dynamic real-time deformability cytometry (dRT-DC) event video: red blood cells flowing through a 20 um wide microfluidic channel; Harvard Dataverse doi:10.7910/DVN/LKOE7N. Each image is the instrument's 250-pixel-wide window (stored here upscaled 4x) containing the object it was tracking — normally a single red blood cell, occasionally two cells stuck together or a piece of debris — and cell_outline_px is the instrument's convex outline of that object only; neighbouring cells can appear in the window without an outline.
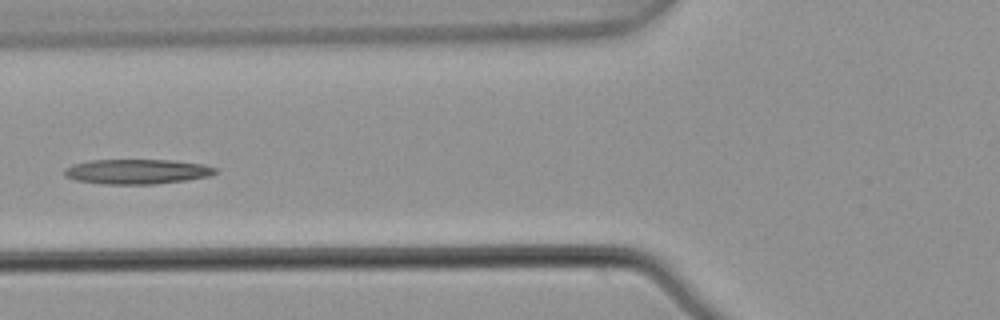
{"species": "common noctule bat (a hibernating species)", "species_latin": "Nyctalus noctula", "temperature_condition": "warm", "stored_images_in_passage": 5, "camera_frame_rate_fps": 3000, "um_per_image_px": 0.085, "animal": {"sex": "male", "body_mass_g": 21.5, "forearm_length_mm": 52.0}, "frame": {"image": 1, "passage_image": 5, "time_ms": 1.333, "image_size_px": [1000, 320], "cell_outline_px": [[216, 172], [208, 176], [184, 180], [152, 184], [104, 184], [76, 180], [64, 176], [64, 168], [72, 164], [92, 160], [172, 160], [204, 164], [216, 168]], "centroid_in_image_um": [11.6, 14.58], "position_along_channel_um": 114.2, "area_um2": 21.73}}